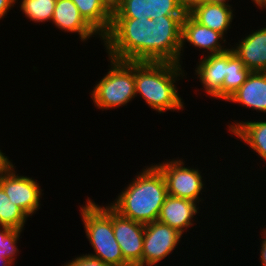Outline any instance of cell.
Returning a JSON list of instances; mask_svg holds the SVG:
<instances>
[{"instance_id": "9", "label": "cell", "mask_w": 266, "mask_h": 266, "mask_svg": "<svg viewBox=\"0 0 266 266\" xmlns=\"http://www.w3.org/2000/svg\"><path fill=\"white\" fill-rule=\"evenodd\" d=\"M112 223L124 260L130 266H142L145 225L123 217L113 208Z\"/></svg>"}, {"instance_id": "1", "label": "cell", "mask_w": 266, "mask_h": 266, "mask_svg": "<svg viewBox=\"0 0 266 266\" xmlns=\"http://www.w3.org/2000/svg\"><path fill=\"white\" fill-rule=\"evenodd\" d=\"M184 16L112 18L111 28L103 37L108 57L119 61L180 64Z\"/></svg>"}, {"instance_id": "14", "label": "cell", "mask_w": 266, "mask_h": 266, "mask_svg": "<svg viewBox=\"0 0 266 266\" xmlns=\"http://www.w3.org/2000/svg\"><path fill=\"white\" fill-rule=\"evenodd\" d=\"M52 23L63 32L78 33L81 42L97 36L103 41V38L80 15L72 0H56Z\"/></svg>"}, {"instance_id": "21", "label": "cell", "mask_w": 266, "mask_h": 266, "mask_svg": "<svg viewBox=\"0 0 266 266\" xmlns=\"http://www.w3.org/2000/svg\"><path fill=\"white\" fill-rule=\"evenodd\" d=\"M28 217L19 206L10 202L9 197L0 186V226L24 230Z\"/></svg>"}, {"instance_id": "16", "label": "cell", "mask_w": 266, "mask_h": 266, "mask_svg": "<svg viewBox=\"0 0 266 266\" xmlns=\"http://www.w3.org/2000/svg\"><path fill=\"white\" fill-rule=\"evenodd\" d=\"M266 113V72H251L240 88L227 100Z\"/></svg>"}, {"instance_id": "23", "label": "cell", "mask_w": 266, "mask_h": 266, "mask_svg": "<svg viewBox=\"0 0 266 266\" xmlns=\"http://www.w3.org/2000/svg\"><path fill=\"white\" fill-rule=\"evenodd\" d=\"M22 231L8 226H0V255L9 259L13 264L19 254L17 244Z\"/></svg>"}, {"instance_id": "5", "label": "cell", "mask_w": 266, "mask_h": 266, "mask_svg": "<svg viewBox=\"0 0 266 266\" xmlns=\"http://www.w3.org/2000/svg\"><path fill=\"white\" fill-rule=\"evenodd\" d=\"M108 59L109 71L89 92L95 107L102 111L120 108L136 97L135 61Z\"/></svg>"}, {"instance_id": "26", "label": "cell", "mask_w": 266, "mask_h": 266, "mask_svg": "<svg viewBox=\"0 0 266 266\" xmlns=\"http://www.w3.org/2000/svg\"><path fill=\"white\" fill-rule=\"evenodd\" d=\"M19 0H0V20L7 16V13L13 9Z\"/></svg>"}, {"instance_id": "31", "label": "cell", "mask_w": 266, "mask_h": 266, "mask_svg": "<svg viewBox=\"0 0 266 266\" xmlns=\"http://www.w3.org/2000/svg\"><path fill=\"white\" fill-rule=\"evenodd\" d=\"M112 8L118 3L119 0H105Z\"/></svg>"}, {"instance_id": "24", "label": "cell", "mask_w": 266, "mask_h": 266, "mask_svg": "<svg viewBox=\"0 0 266 266\" xmlns=\"http://www.w3.org/2000/svg\"><path fill=\"white\" fill-rule=\"evenodd\" d=\"M64 266H112V265L105 263L102 260L86 253L77 256L75 258H72V260L64 264Z\"/></svg>"}, {"instance_id": "6", "label": "cell", "mask_w": 266, "mask_h": 266, "mask_svg": "<svg viewBox=\"0 0 266 266\" xmlns=\"http://www.w3.org/2000/svg\"><path fill=\"white\" fill-rule=\"evenodd\" d=\"M155 166L161 171L168 191V195L188 199L198 203L204 201L200 198L204 190L202 172L198 168L185 167L183 159H166Z\"/></svg>"}, {"instance_id": "30", "label": "cell", "mask_w": 266, "mask_h": 266, "mask_svg": "<svg viewBox=\"0 0 266 266\" xmlns=\"http://www.w3.org/2000/svg\"><path fill=\"white\" fill-rule=\"evenodd\" d=\"M11 265H13V263L9 259H6L0 255V266H11Z\"/></svg>"}, {"instance_id": "11", "label": "cell", "mask_w": 266, "mask_h": 266, "mask_svg": "<svg viewBox=\"0 0 266 266\" xmlns=\"http://www.w3.org/2000/svg\"><path fill=\"white\" fill-rule=\"evenodd\" d=\"M222 33L212 30L206 26H203L196 22L190 15H185L182 21V47L180 50V65H182L181 56L184 51L185 43H190L189 46H193L202 49L207 55L219 54L229 50V47L222 45L226 44ZM221 42V43H220ZM226 47V48H225Z\"/></svg>"}, {"instance_id": "10", "label": "cell", "mask_w": 266, "mask_h": 266, "mask_svg": "<svg viewBox=\"0 0 266 266\" xmlns=\"http://www.w3.org/2000/svg\"><path fill=\"white\" fill-rule=\"evenodd\" d=\"M185 15L177 0H119L112 8V18H150Z\"/></svg>"}, {"instance_id": "4", "label": "cell", "mask_w": 266, "mask_h": 266, "mask_svg": "<svg viewBox=\"0 0 266 266\" xmlns=\"http://www.w3.org/2000/svg\"><path fill=\"white\" fill-rule=\"evenodd\" d=\"M85 203L84 206H79V211L86 237L94 250V253L89 255L112 266H130L124 260L120 246L114 236L112 207L109 204L100 206L89 197Z\"/></svg>"}, {"instance_id": "2", "label": "cell", "mask_w": 266, "mask_h": 266, "mask_svg": "<svg viewBox=\"0 0 266 266\" xmlns=\"http://www.w3.org/2000/svg\"><path fill=\"white\" fill-rule=\"evenodd\" d=\"M137 173L109 205L123 217L145 225L157 221L168 191L155 164L144 166Z\"/></svg>"}, {"instance_id": "18", "label": "cell", "mask_w": 266, "mask_h": 266, "mask_svg": "<svg viewBox=\"0 0 266 266\" xmlns=\"http://www.w3.org/2000/svg\"><path fill=\"white\" fill-rule=\"evenodd\" d=\"M85 21L103 38L112 24V7L105 0H72Z\"/></svg>"}, {"instance_id": "22", "label": "cell", "mask_w": 266, "mask_h": 266, "mask_svg": "<svg viewBox=\"0 0 266 266\" xmlns=\"http://www.w3.org/2000/svg\"><path fill=\"white\" fill-rule=\"evenodd\" d=\"M20 10L34 23L51 22L56 0H20Z\"/></svg>"}, {"instance_id": "25", "label": "cell", "mask_w": 266, "mask_h": 266, "mask_svg": "<svg viewBox=\"0 0 266 266\" xmlns=\"http://www.w3.org/2000/svg\"><path fill=\"white\" fill-rule=\"evenodd\" d=\"M208 0H177L179 7L185 15H189L196 8L203 6Z\"/></svg>"}, {"instance_id": "20", "label": "cell", "mask_w": 266, "mask_h": 266, "mask_svg": "<svg viewBox=\"0 0 266 266\" xmlns=\"http://www.w3.org/2000/svg\"><path fill=\"white\" fill-rule=\"evenodd\" d=\"M251 71L231 50L226 51V76L222 85V100L227 101L246 81Z\"/></svg>"}, {"instance_id": "27", "label": "cell", "mask_w": 266, "mask_h": 266, "mask_svg": "<svg viewBox=\"0 0 266 266\" xmlns=\"http://www.w3.org/2000/svg\"><path fill=\"white\" fill-rule=\"evenodd\" d=\"M12 165L13 162H11L8 156H5V153H3L0 149V176L5 173Z\"/></svg>"}, {"instance_id": "12", "label": "cell", "mask_w": 266, "mask_h": 266, "mask_svg": "<svg viewBox=\"0 0 266 266\" xmlns=\"http://www.w3.org/2000/svg\"><path fill=\"white\" fill-rule=\"evenodd\" d=\"M197 213H199V207L196 202L167 195L157 221L169 225L183 235L195 224L194 217Z\"/></svg>"}, {"instance_id": "17", "label": "cell", "mask_w": 266, "mask_h": 266, "mask_svg": "<svg viewBox=\"0 0 266 266\" xmlns=\"http://www.w3.org/2000/svg\"><path fill=\"white\" fill-rule=\"evenodd\" d=\"M231 4L207 1L203 6L196 8L189 15L199 24L222 33L231 29V23L235 16Z\"/></svg>"}, {"instance_id": "32", "label": "cell", "mask_w": 266, "mask_h": 266, "mask_svg": "<svg viewBox=\"0 0 266 266\" xmlns=\"http://www.w3.org/2000/svg\"><path fill=\"white\" fill-rule=\"evenodd\" d=\"M209 1H212V2H218V3H224V4H229V0H209Z\"/></svg>"}, {"instance_id": "15", "label": "cell", "mask_w": 266, "mask_h": 266, "mask_svg": "<svg viewBox=\"0 0 266 266\" xmlns=\"http://www.w3.org/2000/svg\"><path fill=\"white\" fill-rule=\"evenodd\" d=\"M250 33L230 49L251 72H266V27Z\"/></svg>"}, {"instance_id": "29", "label": "cell", "mask_w": 266, "mask_h": 266, "mask_svg": "<svg viewBox=\"0 0 266 266\" xmlns=\"http://www.w3.org/2000/svg\"><path fill=\"white\" fill-rule=\"evenodd\" d=\"M252 2L262 10L263 8H266V0H252Z\"/></svg>"}, {"instance_id": "19", "label": "cell", "mask_w": 266, "mask_h": 266, "mask_svg": "<svg viewBox=\"0 0 266 266\" xmlns=\"http://www.w3.org/2000/svg\"><path fill=\"white\" fill-rule=\"evenodd\" d=\"M236 121L229 124L227 130L249 145L248 147L263 159L261 161L266 163V121Z\"/></svg>"}, {"instance_id": "13", "label": "cell", "mask_w": 266, "mask_h": 266, "mask_svg": "<svg viewBox=\"0 0 266 266\" xmlns=\"http://www.w3.org/2000/svg\"><path fill=\"white\" fill-rule=\"evenodd\" d=\"M199 59L195 68V75L205 93L210 97L222 100V85L226 76V52L206 55Z\"/></svg>"}, {"instance_id": "8", "label": "cell", "mask_w": 266, "mask_h": 266, "mask_svg": "<svg viewBox=\"0 0 266 266\" xmlns=\"http://www.w3.org/2000/svg\"><path fill=\"white\" fill-rule=\"evenodd\" d=\"M183 235L159 221L145 224L142 266H157L180 245Z\"/></svg>"}, {"instance_id": "28", "label": "cell", "mask_w": 266, "mask_h": 266, "mask_svg": "<svg viewBox=\"0 0 266 266\" xmlns=\"http://www.w3.org/2000/svg\"><path fill=\"white\" fill-rule=\"evenodd\" d=\"M262 232H261V236H263V237H261L262 239H260V240H262L261 242V249H260V257L259 258H261V266H266V228L264 229L263 228V230H261ZM263 234V235H262Z\"/></svg>"}, {"instance_id": "3", "label": "cell", "mask_w": 266, "mask_h": 266, "mask_svg": "<svg viewBox=\"0 0 266 266\" xmlns=\"http://www.w3.org/2000/svg\"><path fill=\"white\" fill-rule=\"evenodd\" d=\"M184 76L182 65L177 63L135 61L136 97L141 96L159 114L168 110L183 111L184 102L176 83Z\"/></svg>"}, {"instance_id": "7", "label": "cell", "mask_w": 266, "mask_h": 266, "mask_svg": "<svg viewBox=\"0 0 266 266\" xmlns=\"http://www.w3.org/2000/svg\"><path fill=\"white\" fill-rule=\"evenodd\" d=\"M14 165L0 176V186L10 202L19 206L30 217L40 209V200L44 193L34 178L17 174Z\"/></svg>"}]
</instances>
